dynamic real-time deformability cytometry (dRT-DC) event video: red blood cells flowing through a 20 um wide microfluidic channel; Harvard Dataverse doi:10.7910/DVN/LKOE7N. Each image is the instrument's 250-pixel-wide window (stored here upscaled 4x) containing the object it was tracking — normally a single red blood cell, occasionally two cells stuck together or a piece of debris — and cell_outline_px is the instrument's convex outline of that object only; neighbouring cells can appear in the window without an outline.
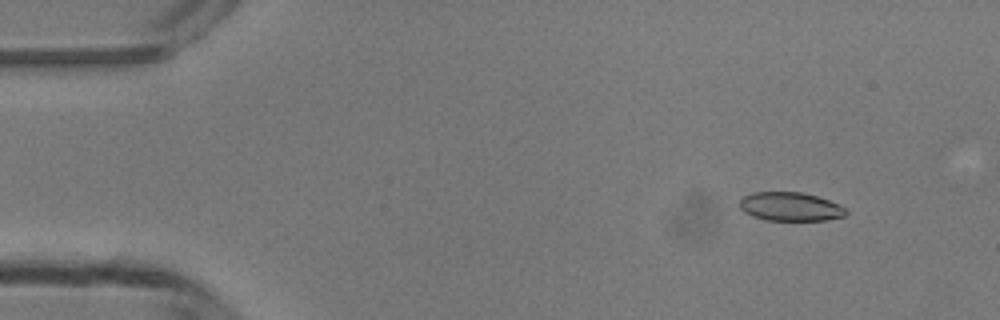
{"species": "common noctule bat (a hibernating species)", "species_latin": "Nyctalus noctula", "temperature_condition": "room temperature", "stored_images_in_passage": 49, "camera_frame_rate_fps": 3000, "um_per_image_px": 0.085, "animal": {"sex": "male", "body_mass_g": 13.3}, "frame": {"image": 1, "passage_image": 5, "time_ms": 1.333, "image_size_px": [1000, 320], "cell_outline_px": [[848, 212], [844, 216], [828, 220], [764, 220], [752, 216], [744, 212], [740, 208], [740, 200], [744, 196], [752, 192], [800, 192], [816, 196], [828, 200], [844, 208]], "centroid_in_image_um": [67.14, 17.57], "position_along_channel_um": 17.9, "area_um2": 17.69}}
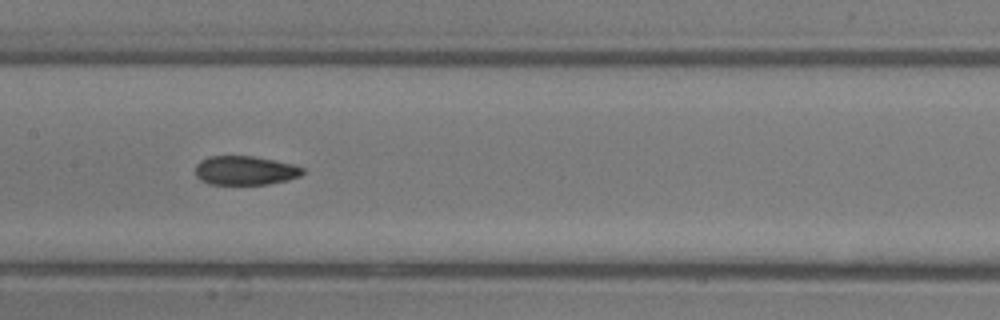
{"frame": {"image": 2, "passage_image": 24, "time_ms": 7.667, "image_size_px": [1000, 320], "cell_outline_px": [[304, 172], [300, 176], [288, 180], [268, 184], [208, 184], [200, 180], [196, 176], [196, 164], [200, 160], [208, 156], [252, 156], [292, 164], [304, 168]], "centroid_in_image_um": [20.81, 14.49], "position_along_channel_um": 186.6, "area_um2": 18.15}}
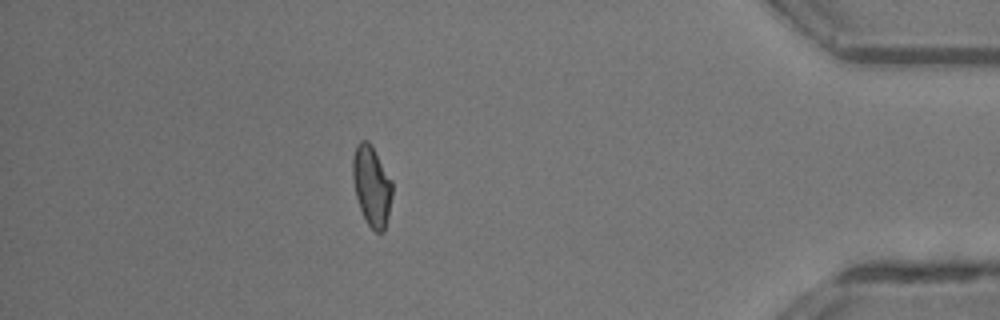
{"frame": {"image": 3, "passage_image": 43, "time_ms": 14.0, "image_size_px": [1000, 320], "cell_outline_px": [[392, 196], [388, 216], [384, 232], [376, 232], [368, 224], [360, 208], [356, 196], [352, 176], [352, 160], [356, 144], [360, 140], [368, 140], [372, 144], [392, 180]], "centroid_in_image_um": [31.59, 15.75], "position_along_channel_um": 403.6, "area_um2": 18.61}, "authors_computed_cell_mechanics": {"area_um2": 18.7272, "velocity_mm_per_s": 4.1929, "shape_relaxation_time_tau1_ms": null, "shape_relaxation_time_tau2_ms": 2.0197, "deformation_change_tau1": null, "deformation_change_tau2": 0.0735}}